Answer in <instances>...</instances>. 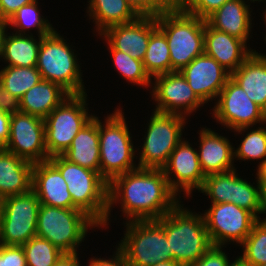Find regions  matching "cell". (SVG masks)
<instances>
[{
  "label": "cell",
  "instance_id": "obj_1",
  "mask_svg": "<svg viewBox=\"0 0 266 266\" xmlns=\"http://www.w3.org/2000/svg\"><path fill=\"white\" fill-rule=\"evenodd\" d=\"M177 197L180 195L170 189L162 169L138 167L109 183L108 213L102 226L108 225L111 208L119 201L121 211L131 222L158 220L179 203Z\"/></svg>",
  "mask_w": 266,
  "mask_h": 266
},
{
  "label": "cell",
  "instance_id": "obj_2",
  "mask_svg": "<svg viewBox=\"0 0 266 266\" xmlns=\"http://www.w3.org/2000/svg\"><path fill=\"white\" fill-rule=\"evenodd\" d=\"M157 221L164 228L173 261L181 266L196 262L213 246L203 214H194L180 202Z\"/></svg>",
  "mask_w": 266,
  "mask_h": 266
},
{
  "label": "cell",
  "instance_id": "obj_3",
  "mask_svg": "<svg viewBox=\"0 0 266 266\" xmlns=\"http://www.w3.org/2000/svg\"><path fill=\"white\" fill-rule=\"evenodd\" d=\"M49 161L66 181L74 209L83 211L102 227L108 213L109 183L97 171L72 163L63 155L52 156Z\"/></svg>",
  "mask_w": 266,
  "mask_h": 266
},
{
  "label": "cell",
  "instance_id": "obj_4",
  "mask_svg": "<svg viewBox=\"0 0 266 266\" xmlns=\"http://www.w3.org/2000/svg\"><path fill=\"white\" fill-rule=\"evenodd\" d=\"M157 27L165 34L170 51L171 72L181 71L204 53L206 20L187 13L181 6L156 16Z\"/></svg>",
  "mask_w": 266,
  "mask_h": 266
},
{
  "label": "cell",
  "instance_id": "obj_5",
  "mask_svg": "<svg viewBox=\"0 0 266 266\" xmlns=\"http://www.w3.org/2000/svg\"><path fill=\"white\" fill-rule=\"evenodd\" d=\"M125 119L124 112L117 108L104 124L99 120L100 174L108 183L139 167L133 160L134 145Z\"/></svg>",
  "mask_w": 266,
  "mask_h": 266
},
{
  "label": "cell",
  "instance_id": "obj_6",
  "mask_svg": "<svg viewBox=\"0 0 266 266\" xmlns=\"http://www.w3.org/2000/svg\"><path fill=\"white\" fill-rule=\"evenodd\" d=\"M99 225L79 209H66L41 204L36 235L50 241L63 253H76L88 227Z\"/></svg>",
  "mask_w": 266,
  "mask_h": 266
},
{
  "label": "cell",
  "instance_id": "obj_7",
  "mask_svg": "<svg viewBox=\"0 0 266 266\" xmlns=\"http://www.w3.org/2000/svg\"><path fill=\"white\" fill-rule=\"evenodd\" d=\"M66 40L53 31L44 36L38 53L36 68L39 70L42 80L59 84L70 95L85 94L84 82H82V70L77 64L74 51L66 44Z\"/></svg>",
  "mask_w": 266,
  "mask_h": 266
},
{
  "label": "cell",
  "instance_id": "obj_8",
  "mask_svg": "<svg viewBox=\"0 0 266 266\" xmlns=\"http://www.w3.org/2000/svg\"><path fill=\"white\" fill-rule=\"evenodd\" d=\"M126 233L117 246L128 266H152L173 260L164 228L157 220L126 221Z\"/></svg>",
  "mask_w": 266,
  "mask_h": 266
},
{
  "label": "cell",
  "instance_id": "obj_9",
  "mask_svg": "<svg viewBox=\"0 0 266 266\" xmlns=\"http://www.w3.org/2000/svg\"><path fill=\"white\" fill-rule=\"evenodd\" d=\"M87 93L69 95L44 119L48 156L62 155L77 133L95 116L89 115Z\"/></svg>",
  "mask_w": 266,
  "mask_h": 266
},
{
  "label": "cell",
  "instance_id": "obj_10",
  "mask_svg": "<svg viewBox=\"0 0 266 266\" xmlns=\"http://www.w3.org/2000/svg\"><path fill=\"white\" fill-rule=\"evenodd\" d=\"M148 123L147 134L139 155L141 168L162 169L182 141L186 117L178 114L153 112Z\"/></svg>",
  "mask_w": 266,
  "mask_h": 266
},
{
  "label": "cell",
  "instance_id": "obj_11",
  "mask_svg": "<svg viewBox=\"0 0 266 266\" xmlns=\"http://www.w3.org/2000/svg\"><path fill=\"white\" fill-rule=\"evenodd\" d=\"M40 206L32 189L24 194L6 197L0 219V244L22 246L35 237Z\"/></svg>",
  "mask_w": 266,
  "mask_h": 266
},
{
  "label": "cell",
  "instance_id": "obj_12",
  "mask_svg": "<svg viewBox=\"0 0 266 266\" xmlns=\"http://www.w3.org/2000/svg\"><path fill=\"white\" fill-rule=\"evenodd\" d=\"M203 216L212 245L222 247L231 241L241 244L257 222L252 212L233 203L211 204Z\"/></svg>",
  "mask_w": 266,
  "mask_h": 266
},
{
  "label": "cell",
  "instance_id": "obj_13",
  "mask_svg": "<svg viewBox=\"0 0 266 266\" xmlns=\"http://www.w3.org/2000/svg\"><path fill=\"white\" fill-rule=\"evenodd\" d=\"M219 98V99H218ZM213 116L221 125L238 134L256 123L263 125V109L230 77L217 97Z\"/></svg>",
  "mask_w": 266,
  "mask_h": 266
},
{
  "label": "cell",
  "instance_id": "obj_14",
  "mask_svg": "<svg viewBox=\"0 0 266 266\" xmlns=\"http://www.w3.org/2000/svg\"><path fill=\"white\" fill-rule=\"evenodd\" d=\"M4 149L33 164L48 161L44 119L20 111L12 114Z\"/></svg>",
  "mask_w": 266,
  "mask_h": 266
},
{
  "label": "cell",
  "instance_id": "obj_15",
  "mask_svg": "<svg viewBox=\"0 0 266 266\" xmlns=\"http://www.w3.org/2000/svg\"><path fill=\"white\" fill-rule=\"evenodd\" d=\"M154 79L152 97L157 104L155 112L186 117L204 105L180 71L158 75Z\"/></svg>",
  "mask_w": 266,
  "mask_h": 266
},
{
  "label": "cell",
  "instance_id": "obj_16",
  "mask_svg": "<svg viewBox=\"0 0 266 266\" xmlns=\"http://www.w3.org/2000/svg\"><path fill=\"white\" fill-rule=\"evenodd\" d=\"M162 170L170 189L176 195L184 190L186 197L191 195L194 188L199 191L206 177L199 163L198 152L183 139L171 153ZM172 173L174 174L171 178Z\"/></svg>",
  "mask_w": 266,
  "mask_h": 266
},
{
  "label": "cell",
  "instance_id": "obj_17",
  "mask_svg": "<svg viewBox=\"0 0 266 266\" xmlns=\"http://www.w3.org/2000/svg\"><path fill=\"white\" fill-rule=\"evenodd\" d=\"M180 72L204 104L217 98L230 78V73L206 53L195 57Z\"/></svg>",
  "mask_w": 266,
  "mask_h": 266
},
{
  "label": "cell",
  "instance_id": "obj_18",
  "mask_svg": "<svg viewBox=\"0 0 266 266\" xmlns=\"http://www.w3.org/2000/svg\"><path fill=\"white\" fill-rule=\"evenodd\" d=\"M157 28L156 16L140 15L136 20L108 27L103 36L115 50L143 61L151 33Z\"/></svg>",
  "mask_w": 266,
  "mask_h": 266
},
{
  "label": "cell",
  "instance_id": "obj_19",
  "mask_svg": "<svg viewBox=\"0 0 266 266\" xmlns=\"http://www.w3.org/2000/svg\"><path fill=\"white\" fill-rule=\"evenodd\" d=\"M32 190L37 195L40 204L74 209L66 181L49 160L33 165Z\"/></svg>",
  "mask_w": 266,
  "mask_h": 266
},
{
  "label": "cell",
  "instance_id": "obj_20",
  "mask_svg": "<svg viewBox=\"0 0 266 266\" xmlns=\"http://www.w3.org/2000/svg\"><path fill=\"white\" fill-rule=\"evenodd\" d=\"M226 32L218 31L205 22L204 53L214 58L232 74L255 50Z\"/></svg>",
  "mask_w": 266,
  "mask_h": 266
},
{
  "label": "cell",
  "instance_id": "obj_21",
  "mask_svg": "<svg viewBox=\"0 0 266 266\" xmlns=\"http://www.w3.org/2000/svg\"><path fill=\"white\" fill-rule=\"evenodd\" d=\"M199 135L198 157L205 176L235 169L234 148L226 137L206 127L200 130Z\"/></svg>",
  "mask_w": 266,
  "mask_h": 266
},
{
  "label": "cell",
  "instance_id": "obj_22",
  "mask_svg": "<svg viewBox=\"0 0 266 266\" xmlns=\"http://www.w3.org/2000/svg\"><path fill=\"white\" fill-rule=\"evenodd\" d=\"M245 0H229L212 13L206 22L214 29L243 40L247 44L251 32L250 5Z\"/></svg>",
  "mask_w": 266,
  "mask_h": 266
},
{
  "label": "cell",
  "instance_id": "obj_23",
  "mask_svg": "<svg viewBox=\"0 0 266 266\" xmlns=\"http://www.w3.org/2000/svg\"><path fill=\"white\" fill-rule=\"evenodd\" d=\"M33 165L12 152L0 149V193L9 197L29 192Z\"/></svg>",
  "mask_w": 266,
  "mask_h": 266
},
{
  "label": "cell",
  "instance_id": "obj_24",
  "mask_svg": "<svg viewBox=\"0 0 266 266\" xmlns=\"http://www.w3.org/2000/svg\"><path fill=\"white\" fill-rule=\"evenodd\" d=\"M230 77L263 110L266 108V55L254 51Z\"/></svg>",
  "mask_w": 266,
  "mask_h": 266
},
{
  "label": "cell",
  "instance_id": "obj_25",
  "mask_svg": "<svg viewBox=\"0 0 266 266\" xmlns=\"http://www.w3.org/2000/svg\"><path fill=\"white\" fill-rule=\"evenodd\" d=\"M67 160L100 173L99 118L94 116L73 138L62 154Z\"/></svg>",
  "mask_w": 266,
  "mask_h": 266
},
{
  "label": "cell",
  "instance_id": "obj_26",
  "mask_svg": "<svg viewBox=\"0 0 266 266\" xmlns=\"http://www.w3.org/2000/svg\"><path fill=\"white\" fill-rule=\"evenodd\" d=\"M69 95L59 84L41 80L19 100L20 112L45 119Z\"/></svg>",
  "mask_w": 266,
  "mask_h": 266
},
{
  "label": "cell",
  "instance_id": "obj_27",
  "mask_svg": "<svg viewBox=\"0 0 266 266\" xmlns=\"http://www.w3.org/2000/svg\"><path fill=\"white\" fill-rule=\"evenodd\" d=\"M88 3V15L95 21L99 35L108 27L132 22L140 16L127 0H89Z\"/></svg>",
  "mask_w": 266,
  "mask_h": 266
},
{
  "label": "cell",
  "instance_id": "obj_28",
  "mask_svg": "<svg viewBox=\"0 0 266 266\" xmlns=\"http://www.w3.org/2000/svg\"><path fill=\"white\" fill-rule=\"evenodd\" d=\"M31 33L7 35L4 42L3 59L6 66L33 67L37 65L42 36L39 41ZM37 40V41H36Z\"/></svg>",
  "mask_w": 266,
  "mask_h": 266
},
{
  "label": "cell",
  "instance_id": "obj_29",
  "mask_svg": "<svg viewBox=\"0 0 266 266\" xmlns=\"http://www.w3.org/2000/svg\"><path fill=\"white\" fill-rule=\"evenodd\" d=\"M143 66L150 78L171 72L170 51L165 34L157 27L150 35Z\"/></svg>",
  "mask_w": 266,
  "mask_h": 266
},
{
  "label": "cell",
  "instance_id": "obj_30",
  "mask_svg": "<svg viewBox=\"0 0 266 266\" xmlns=\"http://www.w3.org/2000/svg\"><path fill=\"white\" fill-rule=\"evenodd\" d=\"M41 80V74L36 66H5L0 71L1 85L19 100L30 88L38 84Z\"/></svg>",
  "mask_w": 266,
  "mask_h": 266
},
{
  "label": "cell",
  "instance_id": "obj_31",
  "mask_svg": "<svg viewBox=\"0 0 266 266\" xmlns=\"http://www.w3.org/2000/svg\"><path fill=\"white\" fill-rule=\"evenodd\" d=\"M199 191L208 195L212 204H234L235 169L207 175Z\"/></svg>",
  "mask_w": 266,
  "mask_h": 266
},
{
  "label": "cell",
  "instance_id": "obj_32",
  "mask_svg": "<svg viewBox=\"0 0 266 266\" xmlns=\"http://www.w3.org/2000/svg\"><path fill=\"white\" fill-rule=\"evenodd\" d=\"M38 1H34L30 4L24 5L17 10V12L8 20V24L11 27H16L18 31L17 34H26L30 28H35L38 31L39 36H47L51 34L55 29L48 22V20L42 18L38 10Z\"/></svg>",
  "mask_w": 266,
  "mask_h": 266
},
{
  "label": "cell",
  "instance_id": "obj_33",
  "mask_svg": "<svg viewBox=\"0 0 266 266\" xmlns=\"http://www.w3.org/2000/svg\"><path fill=\"white\" fill-rule=\"evenodd\" d=\"M27 266H54L63 254L45 238L35 236L22 245Z\"/></svg>",
  "mask_w": 266,
  "mask_h": 266
},
{
  "label": "cell",
  "instance_id": "obj_34",
  "mask_svg": "<svg viewBox=\"0 0 266 266\" xmlns=\"http://www.w3.org/2000/svg\"><path fill=\"white\" fill-rule=\"evenodd\" d=\"M108 45L119 75L121 74L126 81L128 80V82L130 81L136 85L150 86L152 79L146 73L142 61L132 58L129 53L115 50L110 44Z\"/></svg>",
  "mask_w": 266,
  "mask_h": 266
},
{
  "label": "cell",
  "instance_id": "obj_35",
  "mask_svg": "<svg viewBox=\"0 0 266 266\" xmlns=\"http://www.w3.org/2000/svg\"><path fill=\"white\" fill-rule=\"evenodd\" d=\"M243 249L241 256L251 266L266 263V225L256 222L247 238L240 244Z\"/></svg>",
  "mask_w": 266,
  "mask_h": 266
},
{
  "label": "cell",
  "instance_id": "obj_36",
  "mask_svg": "<svg viewBox=\"0 0 266 266\" xmlns=\"http://www.w3.org/2000/svg\"><path fill=\"white\" fill-rule=\"evenodd\" d=\"M234 158L238 160H262L266 158V127H258L245 135V138L234 150Z\"/></svg>",
  "mask_w": 266,
  "mask_h": 266
},
{
  "label": "cell",
  "instance_id": "obj_37",
  "mask_svg": "<svg viewBox=\"0 0 266 266\" xmlns=\"http://www.w3.org/2000/svg\"><path fill=\"white\" fill-rule=\"evenodd\" d=\"M234 204L252 212L258 217L260 208V184L257 181L256 187L243 178L238 177L235 169V193Z\"/></svg>",
  "mask_w": 266,
  "mask_h": 266
},
{
  "label": "cell",
  "instance_id": "obj_38",
  "mask_svg": "<svg viewBox=\"0 0 266 266\" xmlns=\"http://www.w3.org/2000/svg\"><path fill=\"white\" fill-rule=\"evenodd\" d=\"M127 2L139 15L157 16L177 6L175 0H127Z\"/></svg>",
  "mask_w": 266,
  "mask_h": 266
},
{
  "label": "cell",
  "instance_id": "obj_39",
  "mask_svg": "<svg viewBox=\"0 0 266 266\" xmlns=\"http://www.w3.org/2000/svg\"><path fill=\"white\" fill-rule=\"evenodd\" d=\"M229 0H186L181 7L189 14L206 20Z\"/></svg>",
  "mask_w": 266,
  "mask_h": 266
},
{
  "label": "cell",
  "instance_id": "obj_40",
  "mask_svg": "<svg viewBox=\"0 0 266 266\" xmlns=\"http://www.w3.org/2000/svg\"><path fill=\"white\" fill-rule=\"evenodd\" d=\"M0 266H27L23 247L0 244Z\"/></svg>",
  "mask_w": 266,
  "mask_h": 266
},
{
  "label": "cell",
  "instance_id": "obj_41",
  "mask_svg": "<svg viewBox=\"0 0 266 266\" xmlns=\"http://www.w3.org/2000/svg\"><path fill=\"white\" fill-rule=\"evenodd\" d=\"M222 246H212L200 259L188 266H228L230 261Z\"/></svg>",
  "mask_w": 266,
  "mask_h": 266
},
{
  "label": "cell",
  "instance_id": "obj_42",
  "mask_svg": "<svg viewBox=\"0 0 266 266\" xmlns=\"http://www.w3.org/2000/svg\"><path fill=\"white\" fill-rule=\"evenodd\" d=\"M0 110L10 115L20 111V102L0 83Z\"/></svg>",
  "mask_w": 266,
  "mask_h": 266
},
{
  "label": "cell",
  "instance_id": "obj_43",
  "mask_svg": "<svg viewBox=\"0 0 266 266\" xmlns=\"http://www.w3.org/2000/svg\"><path fill=\"white\" fill-rule=\"evenodd\" d=\"M36 0H0V19L8 21L19 8Z\"/></svg>",
  "mask_w": 266,
  "mask_h": 266
},
{
  "label": "cell",
  "instance_id": "obj_44",
  "mask_svg": "<svg viewBox=\"0 0 266 266\" xmlns=\"http://www.w3.org/2000/svg\"><path fill=\"white\" fill-rule=\"evenodd\" d=\"M88 266H128L124 253L117 247L115 257L105 258H92Z\"/></svg>",
  "mask_w": 266,
  "mask_h": 266
},
{
  "label": "cell",
  "instance_id": "obj_45",
  "mask_svg": "<svg viewBox=\"0 0 266 266\" xmlns=\"http://www.w3.org/2000/svg\"><path fill=\"white\" fill-rule=\"evenodd\" d=\"M11 115L0 110V149H4L9 138Z\"/></svg>",
  "mask_w": 266,
  "mask_h": 266
},
{
  "label": "cell",
  "instance_id": "obj_46",
  "mask_svg": "<svg viewBox=\"0 0 266 266\" xmlns=\"http://www.w3.org/2000/svg\"><path fill=\"white\" fill-rule=\"evenodd\" d=\"M76 253H63L54 266H80Z\"/></svg>",
  "mask_w": 266,
  "mask_h": 266
},
{
  "label": "cell",
  "instance_id": "obj_47",
  "mask_svg": "<svg viewBox=\"0 0 266 266\" xmlns=\"http://www.w3.org/2000/svg\"><path fill=\"white\" fill-rule=\"evenodd\" d=\"M266 214V184H260V208L258 214ZM257 221L266 225V218L260 220V217H257Z\"/></svg>",
  "mask_w": 266,
  "mask_h": 266
},
{
  "label": "cell",
  "instance_id": "obj_48",
  "mask_svg": "<svg viewBox=\"0 0 266 266\" xmlns=\"http://www.w3.org/2000/svg\"><path fill=\"white\" fill-rule=\"evenodd\" d=\"M8 21L0 19V58H2L4 51V42L7 34L5 33L6 27L8 26Z\"/></svg>",
  "mask_w": 266,
  "mask_h": 266
},
{
  "label": "cell",
  "instance_id": "obj_49",
  "mask_svg": "<svg viewBox=\"0 0 266 266\" xmlns=\"http://www.w3.org/2000/svg\"><path fill=\"white\" fill-rule=\"evenodd\" d=\"M257 180L259 184H266V158L260 162L257 170Z\"/></svg>",
  "mask_w": 266,
  "mask_h": 266
},
{
  "label": "cell",
  "instance_id": "obj_50",
  "mask_svg": "<svg viewBox=\"0 0 266 266\" xmlns=\"http://www.w3.org/2000/svg\"><path fill=\"white\" fill-rule=\"evenodd\" d=\"M228 266H251V265L247 261H245L241 256H239L232 263L230 262Z\"/></svg>",
  "mask_w": 266,
  "mask_h": 266
},
{
  "label": "cell",
  "instance_id": "obj_51",
  "mask_svg": "<svg viewBox=\"0 0 266 266\" xmlns=\"http://www.w3.org/2000/svg\"><path fill=\"white\" fill-rule=\"evenodd\" d=\"M152 266H181V265L173 260H169L164 262H158L157 264H154Z\"/></svg>",
  "mask_w": 266,
  "mask_h": 266
},
{
  "label": "cell",
  "instance_id": "obj_52",
  "mask_svg": "<svg viewBox=\"0 0 266 266\" xmlns=\"http://www.w3.org/2000/svg\"><path fill=\"white\" fill-rule=\"evenodd\" d=\"M5 198L6 197L2 193H0V219L4 213Z\"/></svg>",
  "mask_w": 266,
  "mask_h": 266
},
{
  "label": "cell",
  "instance_id": "obj_53",
  "mask_svg": "<svg viewBox=\"0 0 266 266\" xmlns=\"http://www.w3.org/2000/svg\"><path fill=\"white\" fill-rule=\"evenodd\" d=\"M263 124H266V108L263 110Z\"/></svg>",
  "mask_w": 266,
  "mask_h": 266
},
{
  "label": "cell",
  "instance_id": "obj_54",
  "mask_svg": "<svg viewBox=\"0 0 266 266\" xmlns=\"http://www.w3.org/2000/svg\"><path fill=\"white\" fill-rule=\"evenodd\" d=\"M177 6H181L186 0H175Z\"/></svg>",
  "mask_w": 266,
  "mask_h": 266
},
{
  "label": "cell",
  "instance_id": "obj_55",
  "mask_svg": "<svg viewBox=\"0 0 266 266\" xmlns=\"http://www.w3.org/2000/svg\"><path fill=\"white\" fill-rule=\"evenodd\" d=\"M264 14H265V15H264V18H265L264 22L266 23V11H265ZM265 25H266V24H265ZM265 41H266V36H265Z\"/></svg>",
  "mask_w": 266,
  "mask_h": 266
},
{
  "label": "cell",
  "instance_id": "obj_56",
  "mask_svg": "<svg viewBox=\"0 0 266 266\" xmlns=\"http://www.w3.org/2000/svg\"><path fill=\"white\" fill-rule=\"evenodd\" d=\"M249 1V0H248ZM250 1H252L253 3L255 2V1H263V0H250ZM266 1V0H265Z\"/></svg>",
  "mask_w": 266,
  "mask_h": 266
}]
</instances>
